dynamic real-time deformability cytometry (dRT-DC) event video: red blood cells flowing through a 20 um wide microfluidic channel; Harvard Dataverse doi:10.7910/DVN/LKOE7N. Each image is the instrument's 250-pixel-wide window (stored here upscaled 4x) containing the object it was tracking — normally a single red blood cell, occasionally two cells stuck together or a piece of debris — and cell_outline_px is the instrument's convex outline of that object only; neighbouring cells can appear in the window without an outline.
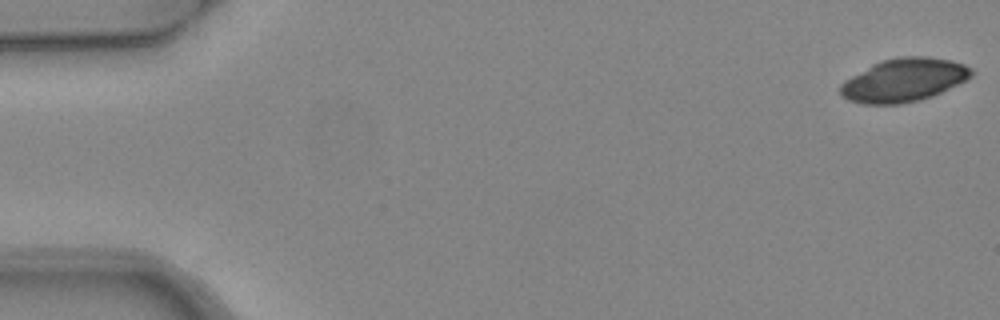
{"species": "common noctule bat (a hibernating species)", "species_latin": "Nyctalus noctula", "temperature_condition": "warm", "stored_images_in_passage": 5, "camera_frame_rate_fps": 3000, "um_per_image_px": 0.085, "animal": {"sex": "female", "body_mass_g": 24.6, "forearm_length_mm": 56.2}, "frame": {"image": 1, "passage_image": 1, "time_ms": 0.0, "image_size_px": [1000, 320], "cell_outline_px": [[972, 76], [932, 96], [920, 100], [900, 104], [864, 104], [848, 100], [840, 96], [840, 84], [844, 80], [872, 64], [880, 60], [900, 56], [928, 56], [948, 60], [964, 64], [972, 68]], "centroid_in_image_um": [76.77, 6.8], "position_along_channel_um": 8.2, "area_um2": 33.0}}